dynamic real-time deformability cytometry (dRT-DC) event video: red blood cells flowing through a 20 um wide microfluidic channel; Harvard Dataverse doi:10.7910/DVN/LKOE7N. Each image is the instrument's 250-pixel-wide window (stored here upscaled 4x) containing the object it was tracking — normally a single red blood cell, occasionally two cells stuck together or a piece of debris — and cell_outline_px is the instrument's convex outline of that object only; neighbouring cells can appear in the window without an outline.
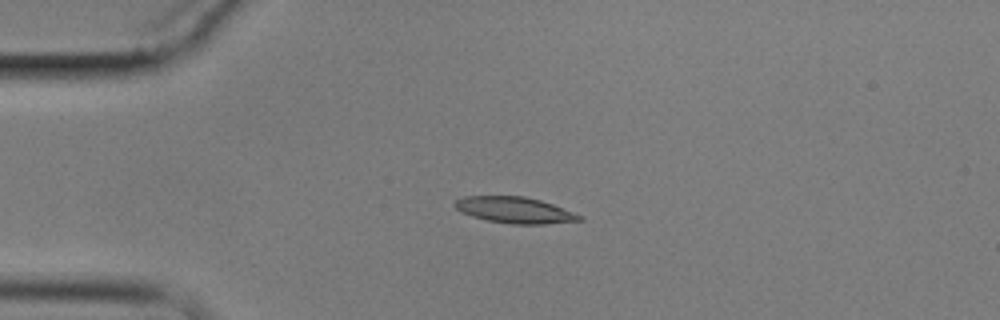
{"species": "common noctule bat (a hibernating species)", "species_latin": "Nyctalus noctula", "temperature_condition": "cold", "stored_images_in_passage": 3, "camera_frame_rate_fps": 3000, "um_per_image_px": 0.085, "animal": {"sex": "male", "body_mass_g": 17.9}, "frame": {"image": 1, "passage_image": 3, "time_ms": 3.0, "image_size_px": [1000, 320], "cell_outline_px": [[584, 220], [544, 224], [512, 224], [488, 220], [472, 216], [460, 212], [452, 204], [456, 200], [464, 196], [524, 196], [540, 200], [552, 204], [584, 216]], "centroid_in_image_um": [43.75, 17.85], "position_along_channel_um": 41.3, "area_um2": 19.02}}